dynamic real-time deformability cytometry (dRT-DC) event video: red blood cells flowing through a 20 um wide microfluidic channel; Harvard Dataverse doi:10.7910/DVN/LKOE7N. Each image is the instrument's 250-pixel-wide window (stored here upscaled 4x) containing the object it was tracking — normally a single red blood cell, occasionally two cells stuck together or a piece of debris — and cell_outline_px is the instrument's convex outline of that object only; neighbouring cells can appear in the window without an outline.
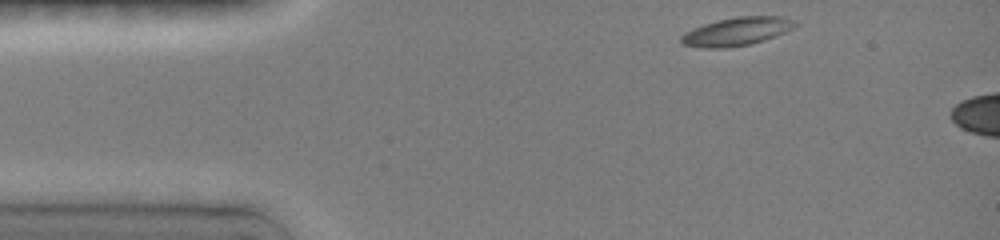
{"species": "common noctule bat (a hibernating species)", "species_latin": "Nyctalus noctula", "temperature_condition": "room temperature", "stored_images_in_passage": 3, "camera_frame_rate_fps": 3000, "um_per_image_px": 0.085, "animal": {"sex": "female", "body_mass_g": 19.0, "forearm_length_mm": 51.5}, "frame": {"image": 1, "passage_image": 1, "time_ms": 0.0, "image_size_px": [1000, 240], "cell_outline_px": [[796, 24], [792, 28], [784, 32], [748, 44], [724, 48], [708, 48], [684, 44], [680, 40], [680, 36], [684, 32], [704, 24], [720, 20], [740, 16], [780, 16], [792, 20]], "centroid_in_image_um": [62.57, 2.67], "position_along_channel_um": 22.4, "area_um2": 18.09}}